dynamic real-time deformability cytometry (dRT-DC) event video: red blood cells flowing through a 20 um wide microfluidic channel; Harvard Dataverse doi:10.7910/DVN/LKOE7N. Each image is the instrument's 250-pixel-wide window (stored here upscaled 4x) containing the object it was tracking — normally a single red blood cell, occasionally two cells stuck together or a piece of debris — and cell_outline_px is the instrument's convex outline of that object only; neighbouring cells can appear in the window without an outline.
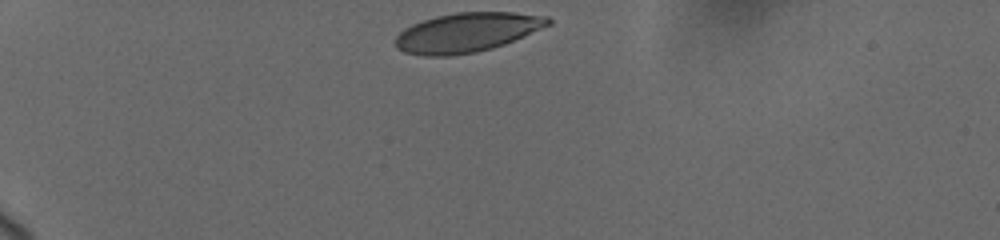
{"species": "human", "species_latin": "Homo sapiens", "temperature_condition": "cold", "stored_images_in_passage": 8, "camera_frame_rate_fps": 3000, "um_per_image_px": 0.085, "donor": {"sex": "female"}, "frame": {"image": 1, "passage_image": 1, "time_ms": 0.0, "image_size_px": [1000, 240], "cell_outline_px": [[552, 24], [504, 44], [492, 48], [476, 52], [452, 56], [428, 56], [404, 52], [396, 48], [392, 40], [404, 28], [412, 24], [436, 16], [456, 12], [512, 12], [548, 16], [552, 20]], "centroid_in_image_um": [39.67, 2.76], "position_along_channel_um": 45.3, "area_um2": 35.2}}
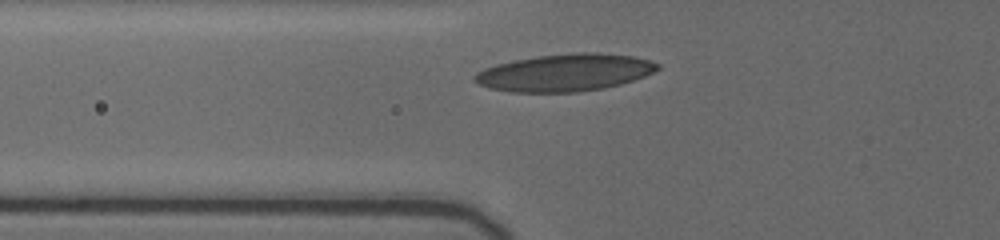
{"frame": {"image": 2, "passage_image": 7, "time_ms": 2.333, "image_size_px": [1000, 240], "cell_outline_px": [[660, 68], [644, 76], [620, 84], [604, 88], [580, 92], [512, 92], [488, 88], [472, 80], [472, 76], [476, 72], [484, 68], [496, 64], [512, 60], [536, 56], [576, 52], [592, 52], [632, 56], [648, 60], [660, 64]], "centroid_in_image_um": [47.96, 6.17], "position_along_channel_um": 77.8, "area_um2": 39.82}}